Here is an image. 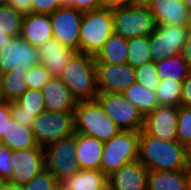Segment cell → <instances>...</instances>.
<instances>
[{"mask_svg":"<svg viewBox=\"0 0 191 190\" xmlns=\"http://www.w3.org/2000/svg\"><path fill=\"white\" fill-rule=\"evenodd\" d=\"M138 161L148 171L189 170L187 147L176 141H164L140 131Z\"/></svg>","mask_w":191,"mask_h":190,"instance_id":"cell-1","label":"cell"},{"mask_svg":"<svg viewBox=\"0 0 191 190\" xmlns=\"http://www.w3.org/2000/svg\"><path fill=\"white\" fill-rule=\"evenodd\" d=\"M59 78L77 102L96 99L98 90L94 56L75 52Z\"/></svg>","mask_w":191,"mask_h":190,"instance_id":"cell-2","label":"cell"},{"mask_svg":"<svg viewBox=\"0 0 191 190\" xmlns=\"http://www.w3.org/2000/svg\"><path fill=\"white\" fill-rule=\"evenodd\" d=\"M74 130L75 133L92 136L103 142L121 131L104 113L96 99L77 103L74 111Z\"/></svg>","mask_w":191,"mask_h":190,"instance_id":"cell-3","label":"cell"},{"mask_svg":"<svg viewBox=\"0 0 191 190\" xmlns=\"http://www.w3.org/2000/svg\"><path fill=\"white\" fill-rule=\"evenodd\" d=\"M113 33L112 10L84 12L79 37V53L95 56Z\"/></svg>","mask_w":191,"mask_h":190,"instance_id":"cell-4","label":"cell"},{"mask_svg":"<svg viewBox=\"0 0 191 190\" xmlns=\"http://www.w3.org/2000/svg\"><path fill=\"white\" fill-rule=\"evenodd\" d=\"M140 132L120 131L104 142L100 170L110 175L121 166L138 161Z\"/></svg>","mask_w":191,"mask_h":190,"instance_id":"cell-5","label":"cell"},{"mask_svg":"<svg viewBox=\"0 0 191 190\" xmlns=\"http://www.w3.org/2000/svg\"><path fill=\"white\" fill-rule=\"evenodd\" d=\"M113 33L123 38L148 37L156 28L149 7L132 4L112 10Z\"/></svg>","mask_w":191,"mask_h":190,"instance_id":"cell-6","label":"cell"},{"mask_svg":"<svg viewBox=\"0 0 191 190\" xmlns=\"http://www.w3.org/2000/svg\"><path fill=\"white\" fill-rule=\"evenodd\" d=\"M30 129L38 147L45 148L75 134L74 113L45 110L34 118Z\"/></svg>","mask_w":191,"mask_h":190,"instance_id":"cell-7","label":"cell"},{"mask_svg":"<svg viewBox=\"0 0 191 190\" xmlns=\"http://www.w3.org/2000/svg\"><path fill=\"white\" fill-rule=\"evenodd\" d=\"M96 100L121 131L142 130L144 115L122 93H98Z\"/></svg>","mask_w":191,"mask_h":190,"instance_id":"cell-8","label":"cell"},{"mask_svg":"<svg viewBox=\"0 0 191 190\" xmlns=\"http://www.w3.org/2000/svg\"><path fill=\"white\" fill-rule=\"evenodd\" d=\"M76 133L60 139L44 148L45 170L60 183L66 177L78 173L81 168L75 159Z\"/></svg>","mask_w":191,"mask_h":190,"instance_id":"cell-9","label":"cell"},{"mask_svg":"<svg viewBox=\"0 0 191 190\" xmlns=\"http://www.w3.org/2000/svg\"><path fill=\"white\" fill-rule=\"evenodd\" d=\"M188 34L187 26L156 25L148 36L152 62L182 53Z\"/></svg>","mask_w":191,"mask_h":190,"instance_id":"cell-10","label":"cell"},{"mask_svg":"<svg viewBox=\"0 0 191 190\" xmlns=\"http://www.w3.org/2000/svg\"><path fill=\"white\" fill-rule=\"evenodd\" d=\"M84 12L70 6H62L50 14L54 39L79 52L80 28Z\"/></svg>","mask_w":191,"mask_h":190,"instance_id":"cell-11","label":"cell"},{"mask_svg":"<svg viewBox=\"0 0 191 190\" xmlns=\"http://www.w3.org/2000/svg\"><path fill=\"white\" fill-rule=\"evenodd\" d=\"M98 93H123L136 82L135 69L129 64L95 63Z\"/></svg>","mask_w":191,"mask_h":190,"instance_id":"cell-12","label":"cell"},{"mask_svg":"<svg viewBox=\"0 0 191 190\" xmlns=\"http://www.w3.org/2000/svg\"><path fill=\"white\" fill-rule=\"evenodd\" d=\"M10 164L13 172L8 182L22 186L45 170L44 148L12 151Z\"/></svg>","mask_w":191,"mask_h":190,"instance_id":"cell-13","label":"cell"},{"mask_svg":"<svg viewBox=\"0 0 191 190\" xmlns=\"http://www.w3.org/2000/svg\"><path fill=\"white\" fill-rule=\"evenodd\" d=\"M178 107L158 106L144 116L142 132L164 141L177 140Z\"/></svg>","mask_w":191,"mask_h":190,"instance_id":"cell-14","label":"cell"},{"mask_svg":"<svg viewBox=\"0 0 191 190\" xmlns=\"http://www.w3.org/2000/svg\"><path fill=\"white\" fill-rule=\"evenodd\" d=\"M40 63L38 49L21 37L11 38L0 47V72L12 71L18 65L29 68Z\"/></svg>","mask_w":191,"mask_h":190,"instance_id":"cell-15","label":"cell"},{"mask_svg":"<svg viewBox=\"0 0 191 190\" xmlns=\"http://www.w3.org/2000/svg\"><path fill=\"white\" fill-rule=\"evenodd\" d=\"M148 170L140 161L121 166L107 176L114 190H147Z\"/></svg>","mask_w":191,"mask_h":190,"instance_id":"cell-16","label":"cell"},{"mask_svg":"<svg viewBox=\"0 0 191 190\" xmlns=\"http://www.w3.org/2000/svg\"><path fill=\"white\" fill-rule=\"evenodd\" d=\"M41 93L46 111L74 113L78 102L59 77H51L41 89Z\"/></svg>","mask_w":191,"mask_h":190,"instance_id":"cell-17","label":"cell"},{"mask_svg":"<svg viewBox=\"0 0 191 190\" xmlns=\"http://www.w3.org/2000/svg\"><path fill=\"white\" fill-rule=\"evenodd\" d=\"M40 64L51 73L52 77H59L75 53L70 47L62 45L57 39L51 38L38 48Z\"/></svg>","mask_w":191,"mask_h":190,"instance_id":"cell-18","label":"cell"},{"mask_svg":"<svg viewBox=\"0 0 191 190\" xmlns=\"http://www.w3.org/2000/svg\"><path fill=\"white\" fill-rule=\"evenodd\" d=\"M154 16L156 25H180L189 24L190 12L183 0H154L149 6Z\"/></svg>","mask_w":191,"mask_h":190,"instance_id":"cell-19","label":"cell"},{"mask_svg":"<svg viewBox=\"0 0 191 190\" xmlns=\"http://www.w3.org/2000/svg\"><path fill=\"white\" fill-rule=\"evenodd\" d=\"M52 35L50 15L31 13L23 17L20 37L33 47L38 48Z\"/></svg>","mask_w":191,"mask_h":190,"instance_id":"cell-20","label":"cell"},{"mask_svg":"<svg viewBox=\"0 0 191 190\" xmlns=\"http://www.w3.org/2000/svg\"><path fill=\"white\" fill-rule=\"evenodd\" d=\"M104 142L92 136L76 133L75 159L81 170L100 169Z\"/></svg>","mask_w":191,"mask_h":190,"instance_id":"cell-21","label":"cell"},{"mask_svg":"<svg viewBox=\"0 0 191 190\" xmlns=\"http://www.w3.org/2000/svg\"><path fill=\"white\" fill-rule=\"evenodd\" d=\"M147 190H189V170L148 171Z\"/></svg>","mask_w":191,"mask_h":190,"instance_id":"cell-22","label":"cell"},{"mask_svg":"<svg viewBox=\"0 0 191 190\" xmlns=\"http://www.w3.org/2000/svg\"><path fill=\"white\" fill-rule=\"evenodd\" d=\"M107 184V176L100 170H80L60 182L63 190H100Z\"/></svg>","mask_w":191,"mask_h":190,"instance_id":"cell-23","label":"cell"},{"mask_svg":"<svg viewBox=\"0 0 191 190\" xmlns=\"http://www.w3.org/2000/svg\"><path fill=\"white\" fill-rule=\"evenodd\" d=\"M128 39L112 33L102 48L94 56L95 63H127Z\"/></svg>","mask_w":191,"mask_h":190,"instance_id":"cell-24","label":"cell"},{"mask_svg":"<svg viewBox=\"0 0 191 190\" xmlns=\"http://www.w3.org/2000/svg\"><path fill=\"white\" fill-rule=\"evenodd\" d=\"M29 67L18 65L12 71L3 73L1 97L8 103L16 102L19 97L28 89L25 80V73Z\"/></svg>","mask_w":191,"mask_h":190,"instance_id":"cell-25","label":"cell"},{"mask_svg":"<svg viewBox=\"0 0 191 190\" xmlns=\"http://www.w3.org/2000/svg\"><path fill=\"white\" fill-rule=\"evenodd\" d=\"M0 144L12 151L38 147L31 129L19 125L12 118L7 122L6 135H2Z\"/></svg>","mask_w":191,"mask_h":190,"instance_id":"cell-26","label":"cell"},{"mask_svg":"<svg viewBox=\"0 0 191 190\" xmlns=\"http://www.w3.org/2000/svg\"><path fill=\"white\" fill-rule=\"evenodd\" d=\"M145 116L159 106L156 92L133 82L122 93Z\"/></svg>","mask_w":191,"mask_h":190,"instance_id":"cell-27","label":"cell"},{"mask_svg":"<svg viewBox=\"0 0 191 190\" xmlns=\"http://www.w3.org/2000/svg\"><path fill=\"white\" fill-rule=\"evenodd\" d=\"M157 75L160 79H173L183 82L191 73L182 53L163 58L155 62Z\"/></svg>","mask_w":191,"mask_h":190,"instance_id":"cell-28","label":"cell"},{"mask_svg":"<svg viewBox=\"0 0 191 190\" xmlns=\"http://www.w3.org/2000/svg\"><path fill=\"white\" fill-rule=\"evenodd\" d=\"M127 64L134 69L152 62L148 37L128 38Z\"/></svg>","mask_w":191,"mask_h":190,"instance_id":"cell-29","label":"cell"},{"mask_svg":"<svg viewBox=\"0 0 191 190\" xmlns=\"http://www.w3.org/2000/svg\"><path fill=\"white\" fill-rule=\"evenodd\" d=\"M182 83L173 79H160L156 90L159 106L180 107Z\"/></svg>","mask_w":191,"mask_h":190,"instance_id":"cell-30","label":"cell"},{"mask_svg":"<svg viewBox=\"0 0 191 190\" xmlns=\"http://www.w3.org/2000/svg\"><path fill=\"white\" fill-rule=\"evenodd\" d=\"M23 17L6 2H0V32H6L12 38L20 37Z\"/></svg>","mask_w":191,"mask_h":190,"instance_id":"cell-31","label":"cell"},{"mask_svg":"<svg viewBox=\"0 0 191 190\" xmlns=\"http://www.w3.org/2000/svg\"><path fill=\"white\" fill-rule=\"evenodd\" d=\"M17 102L20 104V112L33 114L35 117L45 111L41 90L27 89Z\"/></svg>","mask_w":191,"mask_h":190,"instance_id":"cell-32","label":"cell"},{"mask_svg":"<svg viewBox=\"0 0 191 190\" xmlns=\"http://www.w3.org/2000/svg\"><path fill=\"white\" fill-rule=\"evenodd\" d=\"M177 141L186 147L191 144V107H178Z\"/></svg>","mask_w":191,"mask_h":190,"instance_id":"cell-33","label":"cell"},{"mask_svg":"<svg viewBox=\"0 0 191 190\" xmlns=\"http://www.w3.org/2000/svg\"><path fill=\"white\" fill-rule=\"evenodd\" d=\"M136 82L148 90L156 92L160 78L154 62H148L135 69Z\"/></svg>","mask_w":191,"mask_h":190,"instance_id":"cell-34","label":"cell"},{"mask_svg":"<svg viewBox=\"0 0 191 190\" xmlns=\"http://www.w3.org/2000/svg\"><path fill=\"white\" fill-rule=\"evenodd\" d=\"M28 89L41 90L51 79V73L42 64H37L30 68L25 74Z\"/></svg>","mask_w":191,"mask_h":190,"instance_id":"cell-35","label":"cell"},{"mask_svg":"<svg viewBox=\"0 0 191 190\" xmlns=\"http://www.w3.org/2000/svg\"><path fill=\"white\" fill-rule=\"evenodd\" d=\"M22 190H58L60 183L47 170L31 179L28 183L21 186Z\"/></svg>","mask_w":191,"mask_h":190,"instance_id":"cell-36","label":"cell"},{"mask_svg":"<svg viewBox=\"0 0 191 190\" xmlns=\"http://www.w3.org/2000/svg\"><path fill=\"white\" fill-rule=\"evenodd\" d=\"M12 150L0 144V180L8 182L12 177L13 168L10 164Z\"/></svg>","mask_w":191,"mask_h":190,"instance_id":"cell-37","label":"cell"},{"mask_svg":"<svg viewBox=\"0 0 191 190\" xmlns=\"http://www.w3.org/2000/svg\"><path fill=\"white\" fill-rule=\"evenodd\" d=\"M10 110H11V118L15 122H17L21 126L30 129L32 122L35 118L33 114L27 112H20V104L17 101L10 103Z\"/></svg>","mask_w":191,"mask_h":190,"instance_id":"cell-38","label":"cell"},{"mask_svg":"<svg viewBox=\"0 0 191 190\" xmlns=\"http://www.w3.org/2000/svg\"><path fill=\"white\" fill-rule=\"evenodd\" d=\"M33 13L50 15L61 6L60 0H31Z\"/></svg>","mask_w":191,"mask_h":190,"instance_id":"cell-39","label":"cell"},{"mask_svg":"<svg viewBox=\"0 0 191 190\" xmlns=\"http://www.w3.org/2000/svg\"><path fill=\"white\" fill-rule=\"evenodd\" d=\"M61 6H70L82 12L100 9L99 0H60Z\"/></svg>","mask_w":191,"mask_h":190,"instance_id":"cell-40","label":"cell"},{"mask_svg":"<svg viewBox=\"0 0 191 190\" xmlns=\"http://www.w3.org/2000/svg\"><path fill=\"white\" fill-rule=\"evenodd\" d=\"M11 119L10 103L3 101L0 103V141L2 135H6L7 122Z\"/></svg>","mask_w":191,"mask_h":190,"instance_id":"cell-41","label":"cell"},{"mask_svg":"<svg viewBox=\"0 0 191 190\" xmlns=\"http://www.w3.org/2000/svg\"><path fill=\"white\" fill-rule=\"evenodd\" d=\"M6 3L23 16L33 13L31 0H7Z\"/></svg>","mask_w":191,"mask_h":190,"instance_id":"cell-42","label":"cell"},{"mask_svg":"<svg viewBox=\"0 0 191 190\" xmlns=\"http://www.w3.org/2000/svg\"><path fill=\"white\" fill-rule=\"evenodd\" d=\"M180 106L191 107V73L182 83Z\"/></svg>","mask_w":191,"mask_h":190,"instance_id":"cell-43","label":"cell"},{"mask_svg":"<svg viewBox=\"0 0 191 190\" xmlns=\"http://www.w3.org/2000/svg\"><path fill=\"white\" fill-rule=\"evenodd\" d=\"M101 9L114 10L131 4V0H99Z\"/></svg>","mask_w":191,"mask_h":190,"instance_id":"cell-44","label":"cell"},{"mask_svg":"<svg viewBox=\"0 0 191 190\" xmlns=\"http://www.w3.org/2000/svg\"><path fill=\"white\" fill-rule=\"evenodd\" d=\"M182 55L184 60L187 62L189 70L191 72V33L190 32L188 34L187 41L184 44Z\"/></svg>","mask_w":191,"mask_h":190,"instance_id":"cell-45","label":"cell"},{"mask_svg":"<svg viewBox=\"0 0 191 190\" xmlns=\"http://www.w3.org/2000/svg\"><path fill=\"white\" fill-rule=\"evenodd\" d=\"M0 190H22V187L17 184H11L9 182H2L0 184Z\"/></svg>","mask_w":191,"mask_h":190,"instance_id":"cell-46","label":"cell"},{"mask_svg":"<svg viewBox=\"0 0 191 190\" xmlns=\"http://www.w3.org/2000/svg\"><path fill=\"white\" fill-rule=\"evenodd\" d=\"M154 0H131L134 6L149 7Z\"/></svg>","mask_w":191,"mask_h":190,"instance_id":"cell-47","label":"cell"},{"mask_svg":"<svg viewBox=\"0 0 191 190\" xmlns=\"http://www.w3.org/2000/svg\"><path fill=\"white\" fill-rule=\"evenodd\" d=\"M11 38L12 37L8 36L6 32H0V47L4 46Z\"/></svg>","mask_w":191,"mask_h":190,"instance_id":"cell-48","label":"cell"},{"mask_svg":"<svg viewBox=\"0 0 191 190\" xmlns=\"http://www.w3.org/2000/svg\"><path fill=\"white\" fill-rule=\"evenodd\" d=\"M186 8L191 13V0H183Z\"/></svg>","mask_w":191,"mask_h":190,"instance_id":"cell-49","label":"cell"},{"mask_svg":"<svg viewBox=\"0 0 191 190\" xmlns=\"http://www.w3.org/2000/svg\"><path fill=\"white\" fill-rule=\"evenodd\" d=\"M188 152V162L191 164V144L187 147Z\"/></svg>","mask_w":191,"mask_h":190,"instance_id":"cell-50","label":"cell"},{"mask_svg":"<svg viewBox=\"0 0 191 190\" xmlns=\"http://www.w3.org/2000/svg\"><path fill=\"white\" fill-rule=\"evenodd\" d=\"M189 190H191V164H189Z\"/></svg>","mask_w":191,"mask_h":190,"instance_id":"cell-51","label":"cell"},{"mask_svg":"<svg viewBox=\"0 0 191 190\" xmlns=\"http://www.w3.org/2000/svg\"><path fill=\"white\" fill-rule=\"evenodd\" d=\"M100 190H114L108 183Z\"/></svg>","mask_w":191,"mask_h":190,"instance_id":"cell-52","label":"cell"},{"mask_svg":"<svg viewBox=\"0 0 191 190\" xmlns=\"http://www.w3.org/2000/svg\"><path fill=\"white\" fill-rule=\"evenodd\" d=\"M2 79H3V73L0 72V93L2 89Z\"/></svg>","mask_w":191,"mask_h":190,"instance_id":"cell-53","label":"cell"},{"mask_svg":"<svg viewBox=\"0 0 191 190\" xmlns=\"http://www.w3.org/2000/svg\"><path fill=\"white\" fill-rule=\"evenodd\" d=\"M188 31L191 33V13L189 18Z\"/></svg>","mask_w":191,"mask_h":190,"instance_id":"cell-54","label":"cell"},{"mask_svg":"<svg viewBox=\"0 0 191 190\" xmlns=\"http://www.w3.org/2000/svg\"><path fill=\"white\" fill-rule=\"evenodd\" d=\"M3 102V100H2V97H1V93H0V103H2Z\"/></svg>","mask_w":191,"mask_h":190,"instance_id":"cell-55","label":"cell"}]
</instances>
